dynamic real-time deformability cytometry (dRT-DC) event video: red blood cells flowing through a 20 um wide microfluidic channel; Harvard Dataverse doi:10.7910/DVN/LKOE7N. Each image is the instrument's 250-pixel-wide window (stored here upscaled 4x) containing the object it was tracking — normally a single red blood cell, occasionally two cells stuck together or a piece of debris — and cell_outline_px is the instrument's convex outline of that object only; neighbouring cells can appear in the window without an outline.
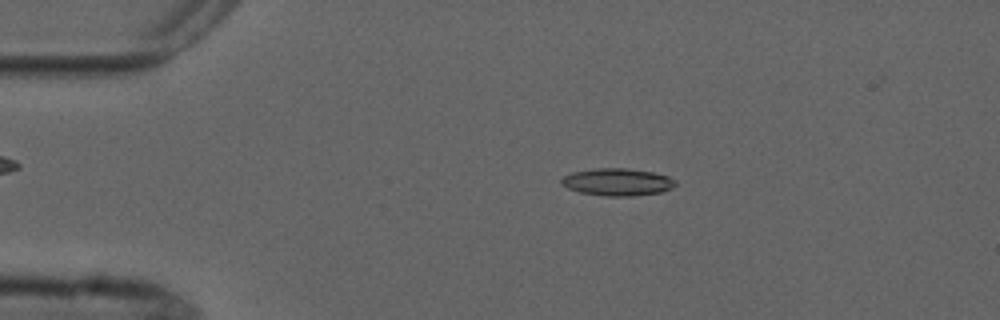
{"species": "common noctule bat (a hibernating species)", "species_latin": "Nyctalus noctula", "temperature_condition": "cold", "stored_images_in_passage": 5, "camera_frame_rate_fps": 3000, "um_per_image_px": 0.085, "animal": {"sex": "male", "forearm_length_mm": 52.5}, "frame": {"image": 1, "passage_image": 3, "time_ms": 2.333, "image_size_px": [1000, 320], "cell_outline_px": [[676, 184], [672, 188], [660, 192], [632, 196], [604, 196], [580, 192], [568, 188], [560, 184], [560, 180], [564, 176], [572, 172], [596, 168], [624, 168], [652, 172], [668, 176], [676, 180]], "centroid_in_image_um": [52.46, 15.47], "position_along_channel_um": 32.5, "area_um2": 18.15}}